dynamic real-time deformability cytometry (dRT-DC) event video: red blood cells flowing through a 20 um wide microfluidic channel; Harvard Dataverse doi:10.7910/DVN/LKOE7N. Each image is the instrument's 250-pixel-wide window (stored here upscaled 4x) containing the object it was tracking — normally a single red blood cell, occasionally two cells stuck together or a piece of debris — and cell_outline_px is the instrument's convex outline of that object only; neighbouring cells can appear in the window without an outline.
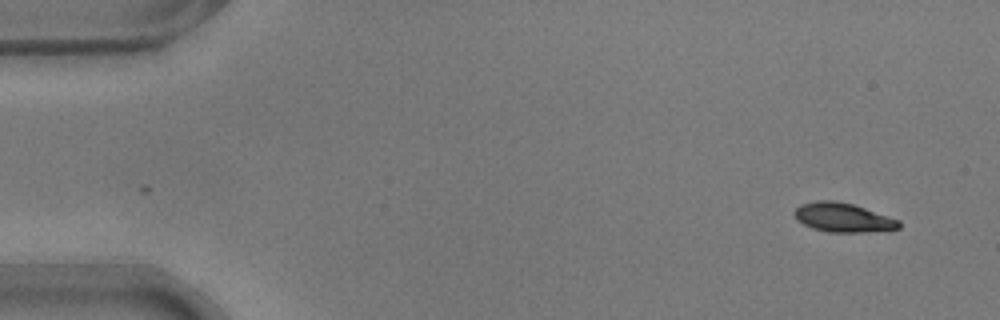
{"species": "common noctule bat (a hibernating species)", "species_latin": "Nyctalus noctula", "temperature_condition": "warm", "stored_images_in_passage": 51, "camera_frame_rate_fps": 3000, "um_per_image_px": 0.085, "animal": {"sex": "male", "body_mass_g": 17.9}, "frame": {"image": 1, "passage_image": 1, "time_ms": 0.0, "image_size_px": [1000, 320], "cell_outline_px": [[900, 228], [864, 232], [828, 232], [812, 228], [796, 220], [792, 212], [800, 204], [816, 200], [836, 200], [852, 204], [900, 220]], "centroid_in_image_um": [71.6, 18.48], "position_along_channel_um": 13.4, "area_um2": 17.74}}
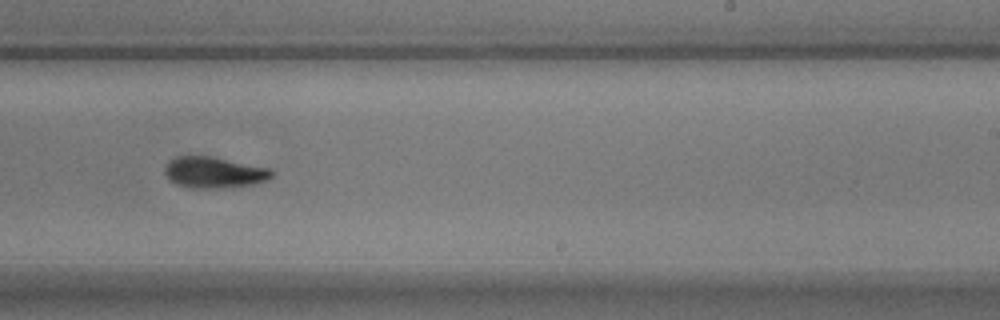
{"frame": {"image": 2, "passage_image": 31, "time_ms": 10.0, "image_size_px": [1000, 320], "cell_outline_px": [[272, 176], [268, 180], [256, 184], [232, 188], [188, 188], [176, 184], [168, 180], [164, 172], [164, 168], [168, 160], [176, 156], [212, 156], [272, 168]], "centroid_in_image_um": [18.2, 14.66], "position_along_channel_um": 270.8, "area_um2": 20.0}}
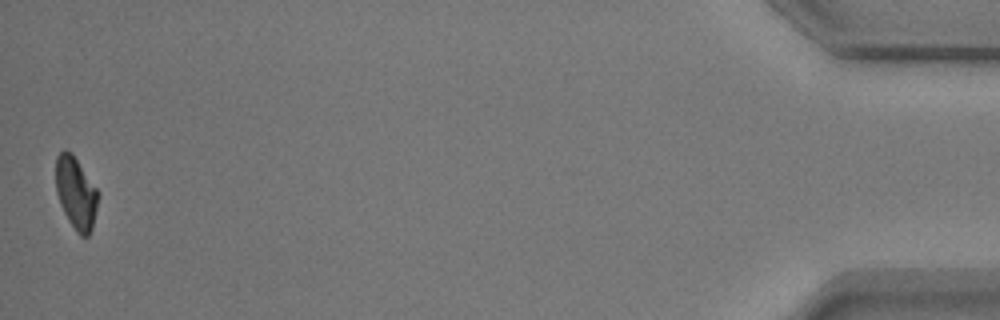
{"frame": {"image": 3, "passage_image": 51, "time_ms": 16.667, "image_size_px": [1000, 320], "cell_outline_px": [[96, 208], [92, 228], [88, 236], [80, 236], [76, 232], [68, 220], [60, 204], [56, 192], [56, 156], [64, 148], [72, 152], [96, 188]], "centroid_in_image_um": [6.41, 16.38], "position_along_channel_um": 428.8, "area_um2": 17.51}, "authors_computed_cell_mechanics": {"area_um2": 19.0162, "velocity_mm_per_s": 3.7393, "shape_relaxation_time_tau1_ms": 3.5535, "shape_relaxation_time_tau2_ms": 5.8987, "deformation_change_tau1": 0.1523, "deformation_change_tau2": 0.0955}}